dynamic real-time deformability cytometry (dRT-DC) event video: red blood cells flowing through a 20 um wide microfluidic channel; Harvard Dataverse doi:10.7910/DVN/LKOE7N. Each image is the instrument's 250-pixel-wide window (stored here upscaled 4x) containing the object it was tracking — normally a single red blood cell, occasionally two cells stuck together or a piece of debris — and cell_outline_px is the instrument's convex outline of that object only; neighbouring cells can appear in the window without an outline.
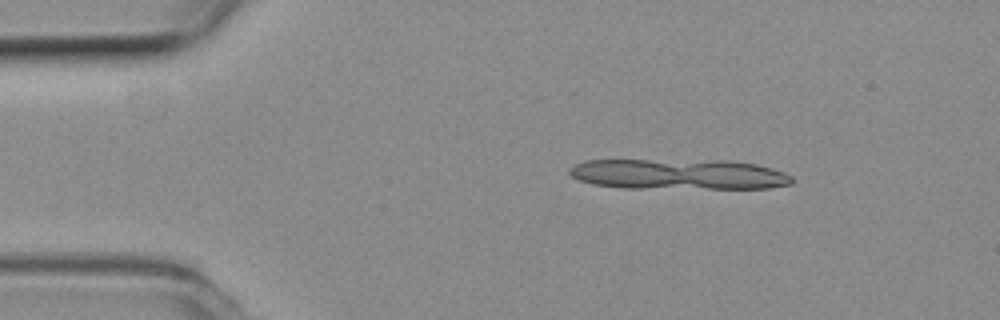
{"species": "common noctule bat (a hibernating species)", "species_latin": "Nyctalus noctula", "temperature_condition": "room temperature", "stored_images_in_passage": 8, "camera_frame_rate_fps": 3000, "um_per_image_px": 0.085, "animal": {"sex": "female", "body_mass_g": 19.3, "forearm_length_mm": 54.1}, "frame": {"image": 1, "passage_image": 1, "time_ms": 0.0, "image_size_px": [1000, 320], "cell_outline_px": [[780, 184], [756, 188], [720, 188], [700, 184], [708, 164], [744, 164], [764, 168], [776, 172]], "centroid_in_image_um": [62.78, 15.0], "position_along_channel_um": 22.2, "area_um2": 11.44}}